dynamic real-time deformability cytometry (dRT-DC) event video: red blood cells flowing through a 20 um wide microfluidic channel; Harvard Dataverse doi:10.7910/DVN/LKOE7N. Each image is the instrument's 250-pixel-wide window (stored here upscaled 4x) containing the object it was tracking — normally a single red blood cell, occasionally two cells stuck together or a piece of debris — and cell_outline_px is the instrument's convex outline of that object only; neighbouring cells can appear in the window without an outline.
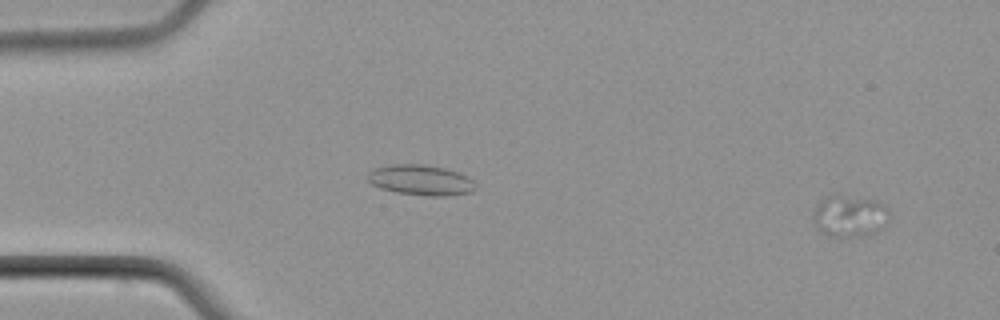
{"species": "common noctule bat (a hibernating species)", "species_latin": "Nyctalus noctula", "temperature_condition": "cold", "stored_images_in_passage": 4, "camera_frame_rate_fps": 3000, "um_per_image_px": 0.085, "animal": {"sex": "male", "body_mass_g": 21.5, "forearm_length_mm": 52.0}, "frame": {"image": 1, "passage_image": 4, "time_ms": 4.667, "image_size_px": [1000, 320], "cell_outline_px": [[888, 220], [884, 228], [876, 232], [864, 236], [828, 236], [812, 220], [812, 212], [820, 200], [824, 196], [832, 192], [836, 192], [876, 200], [884, 204], [888, 208]], "centroid_in_image_um": [72.21, 18.3], "position_along_channel_um": 12.8, "area_um2": 19.13}}